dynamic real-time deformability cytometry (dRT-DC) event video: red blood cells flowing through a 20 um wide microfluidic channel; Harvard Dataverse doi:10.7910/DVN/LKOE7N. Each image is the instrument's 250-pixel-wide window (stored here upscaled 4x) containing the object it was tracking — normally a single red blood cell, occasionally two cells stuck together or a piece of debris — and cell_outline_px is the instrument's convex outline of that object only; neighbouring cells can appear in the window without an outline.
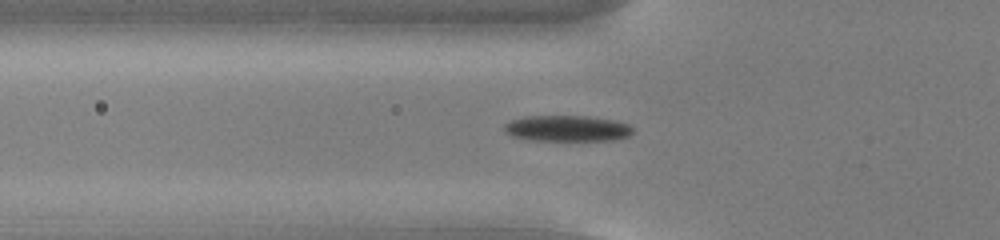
{"species": "common noctule bat (a hibernating species)", "species_latin": "Nyctalus noctula", "temperature_condition": "cold", "stored_images_in_passage": 49, "camera_frame_rate_fps": 3000, "um_per_image_px": 0.085, "animal": {"sex": "male", "body_mass_g": 13.0, "forearm_length_mm": 53.1}, "frame": {"image": 1, "passage_image": 14, "time_ms": 4.333, "image_size_px": [1000, 240], "cell_outline_px": [[632, 132], [628, 136], [612, 140], [528, 140], [512, 136], [504, 132], [504, 124], [512, 120], [524, 116], [584, 116], [612, 120], [628, 124], [632, 128]], "centroid_in_image_um": [48.15, 10.91], "position_along_channel_um": 77.6, "area_um2": 19.31}}
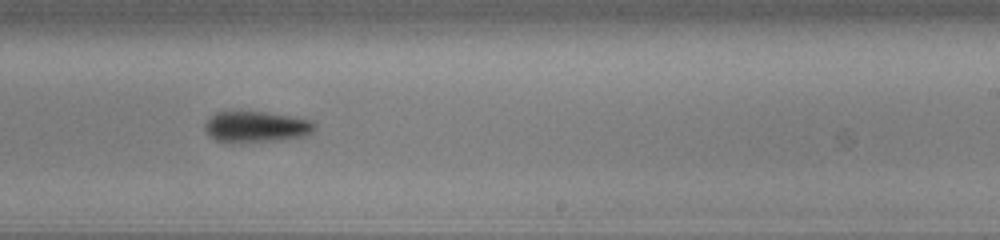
{"frame": {"image": 2, "passage_image": 29, "time_ms": 9.333, "image_size_px": [1000, 240], "cell_outline_px": [[316, 128], [308, 136], [280, 140], [232, 144], [216, 140], [208, 136], [204, 128], [204, 124], [216, 112], [268, 112], [312, 120], [316, 124]], "centroid_in_image_um": [21.79, 10.81], "position_along_channel_um": 267.2, "area_um2": 20.29}}
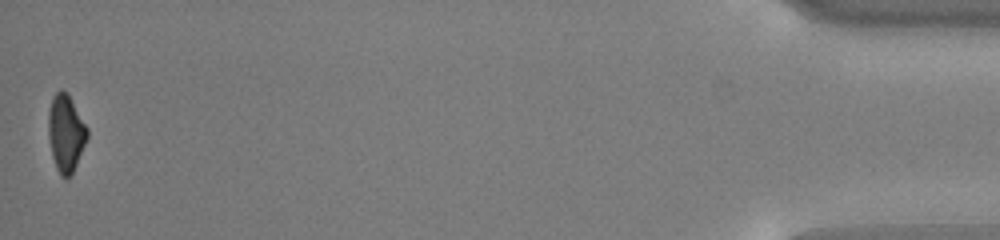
{"frame": {"image": 3, "passage_image": 49, "time_ms": 16.0, "image_size_px": [1000, 240], "cell_outline_px": [[88, 136], [76, 164], [72, 172], [68, 176], [60, 176], [56, 168], [52, 156], [48, 136], [48, 112], [52, 96], [60, 88], [68, 92], [88, 128]], "centroid_in_image_um": [5.58, 11.24], "position_along_channel_um": 429.6, "area_um2": 17.51}, "authors_computed_cell_mechanics": {"area_um2": 18.785, "velocity_mm_per_s": 3.795, "shape_relaxation_time_tau1_ms": 2.5341, "shape_relaxation_time_tau2_ms": null, "deformation_change_tau1": 0.12, "deformation_change_tau2": null}}